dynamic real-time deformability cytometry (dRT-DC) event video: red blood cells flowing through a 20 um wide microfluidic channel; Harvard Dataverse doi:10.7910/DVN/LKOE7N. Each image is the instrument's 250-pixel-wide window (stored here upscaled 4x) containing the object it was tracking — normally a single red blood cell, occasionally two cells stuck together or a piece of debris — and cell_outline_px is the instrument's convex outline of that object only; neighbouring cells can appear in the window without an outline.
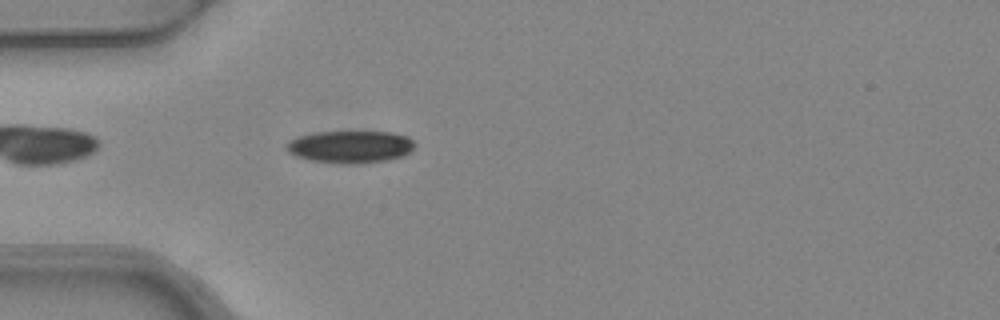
{"species": "common noctule bat (a hibernating species)", "species_latin": "Nyctalus noctula", "temperature_condition": "warm", "stored_images_in_passage": 3, "camera_frame_rate_fps": 3000, "um_per_image_px": 0.085, "animal": {"sex": "female", "body_mass_g": 24.6, "forearm_length_mm": 56.2}, "frame": {"image": 1, "passage_image": 3, "time_ms": 0.667, "image_size_px": [1000, 320], "cell_outline_px": [[416, 144], [404, 156], [388, 160], [312, 160], [296, 156], [288, 152], [284, 148], [284, 144], [288, 140], [300, 136], [316, 132], [392, 132], [408, 136]], "centroid_in_image_um": [29.76, 12.41], "position_along_channel_um": 55.2, "area_um2": 23.0}}